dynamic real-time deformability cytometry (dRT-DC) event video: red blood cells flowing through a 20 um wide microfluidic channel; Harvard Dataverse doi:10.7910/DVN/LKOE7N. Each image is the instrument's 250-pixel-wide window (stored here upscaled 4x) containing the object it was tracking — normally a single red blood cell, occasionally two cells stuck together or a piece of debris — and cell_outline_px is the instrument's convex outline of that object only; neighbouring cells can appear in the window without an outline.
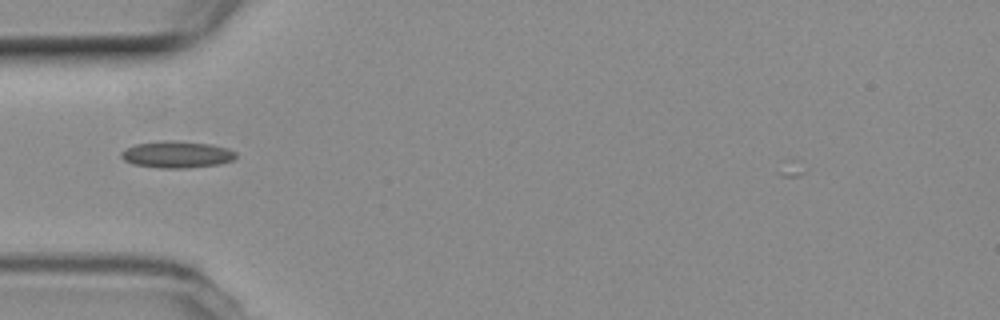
{"species": "common noctule bat (a hibernating species)", "species_latin": "Nyctalus noctula", "temperature_condition": "room temperature", "stored_images_in_passage": 9, "camera_frame_rate_fps": 3000, "um_per_image_px": 0.085, "animal": {"sex": "female", "body_mass_g": 19.3, "forearm_length_mm": 54.1}, "frame": {"image": 1, "passage_image": 1, "time_ms": 0.0, "image_size_px": [1000, 320], "cell_outline_px": [[236, 156], [232, 160], [220, 164], [184, 168], [160, 168], [132, 164], [124, 160], [120, 156], [120, 152], [136, 144], [160, 140], [172, 140], [208, 144], [228, 148], [236, 152]], "centroid_in_image_um": [15.01, 13.13], "position_along_channel_um": 70.0, "area_um2": 17.86}}
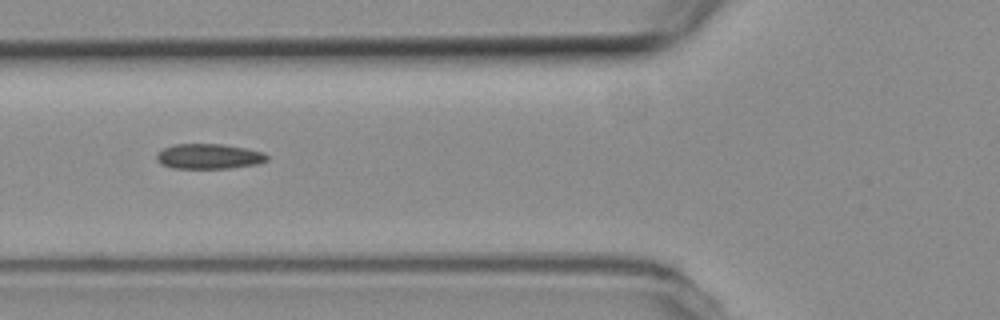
{"frame": {"image": 2, "passage_image": 4, "time_ms": 1.0, "image_size_px": [1000, 320], "cell_outline_px": [[268, 160], [256, 164], [232, 168], [172, 168], [160, 164], [156, 160], [156, 152], [172, 144], [224, 144], [264, 152], [268, 156]], "centroid_in_image_um": [17.72, 13.29], "position_along_channel_um": 108.1, "area_um2": 16.3}}
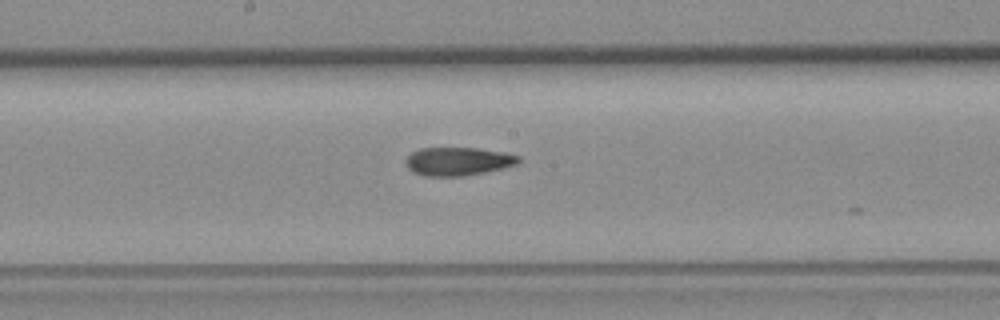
{"frame": {"image": 3, "passage_image": 7, "time_ms": 2.0, "image_size_px": [1000, 320], "cell_outline_px": [[520, 164], [484, 172], [464, 176], [424, 176], [412, 172], [408, 168], [404, 160], [412, 152], [420, 148], [476, 148], [504, 152], [520, 156]], "centroid_in_image_um": [38.93, 13.72], "position_along_channel_um": 209.3, "area_um2": 18.73}}